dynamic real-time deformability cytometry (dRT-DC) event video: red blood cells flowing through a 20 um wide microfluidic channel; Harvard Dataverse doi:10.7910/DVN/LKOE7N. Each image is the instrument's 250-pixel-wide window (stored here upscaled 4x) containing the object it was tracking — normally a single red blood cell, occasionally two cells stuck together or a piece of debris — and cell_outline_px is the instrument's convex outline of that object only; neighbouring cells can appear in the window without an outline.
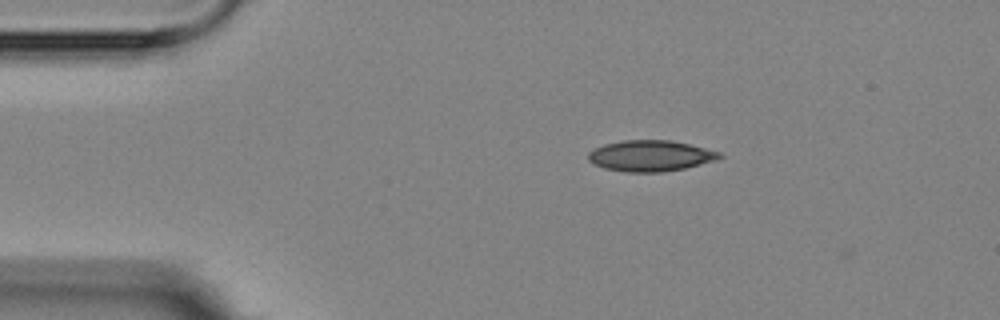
{"species": "Egyptian fruit bat (a non-hibernating species)", "species_latin": "Rousettus aegyptiacus", "temperature_condition": "room temperature", "stored_images_in_passage": 5, "camera_frame_rate_fps": 3000, "um_per_image_px": 0.085, "animal": {"sex": "female"}, "frame": {"image": 1, "passage_image": 1, "time_ms": 0.0, "image_size_px": [1000, 320], "cell_outline_px": [[724, 156], [716, 160], [684, 168], [660, 172], [624, 172], [604, 168], [588, 160], [588, 152], [604, 144], [624, 140], [668, 140], [688, 144], [720, 152]], "centroid_in_image_um": [55.28, 13.24], "position_along_channel_um": 29.7, "area_um2": 23.47}}
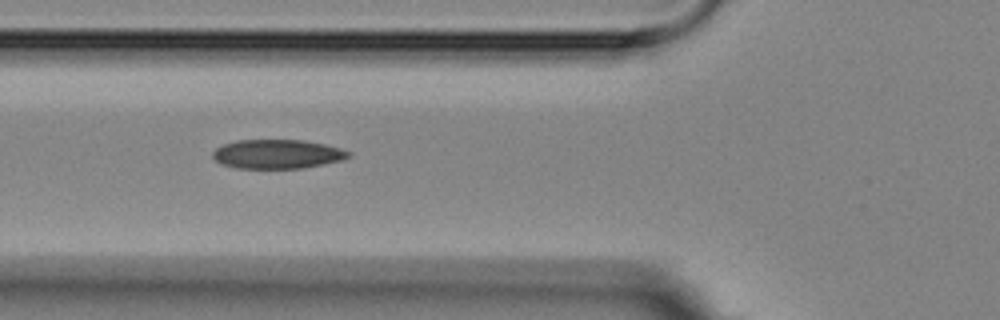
{"frame": {"image": 2, "passage_image": 4, "time_ms": 3.333, "image_size_px": [1000, 320], "cell_outline_px": [[352, 156], [340, 160], [300, 168], [236, 168], [220, 164], [212, 156], [212, 152], [216, 148], [224, 144], [236, 140], [304, 140], [324, 144], [340, 148], [352, 152]], "centroid_in_image_um": [23.55, 13.09], "position_along_channel_um": 102.3, "area_um2": 22.95}}
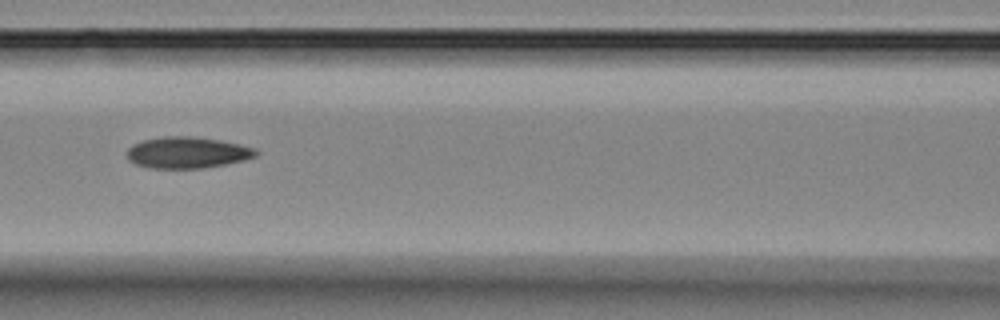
{"frame": {"image": 3, "passage_image": 5, "time_ms": 4.667, "image_size_px": [1000, 320], "cell_outline_px": [[260, 152], [256, 156], [244, 160], [204, 168], [148, 168], [136, 164], [128, 160], [128, 148], [132, 144], [144, 140], [164, 136], [188, 136], [216, 140], [240, 144], [256, 148]], "centroid_in_image_um": [15.92, 12.97], "position_along_channel_um": 150.7, "area_um2": 23.47}}